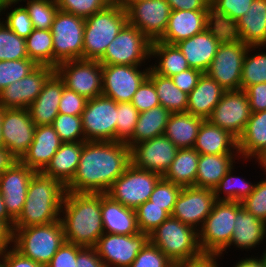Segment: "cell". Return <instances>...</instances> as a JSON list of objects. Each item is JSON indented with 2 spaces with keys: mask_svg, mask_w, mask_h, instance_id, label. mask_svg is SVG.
Returning <instances> with one entry per match:
<instances>
[{
  "mask_svg": "<svg viewBox=\"0 0 266 267\" xmlns=\"http://www.w3.org/2000/svg\"><path fill=\"white\" fill-rule=\"evenodd\" d=\"M171 10H211V0H166Z\"/></svg>",
  "mask_w": 266,
  "mask_h": 267,
  "instance_id": "63",
  "label": "cell"
},
{
  "mask_svg": "<svg viewBox=\"0 0 266 267\" xmlns=\"http://www.w3.org/2000/svg\"><path fill=\"white\" fill-rule=\"evenodd\" d=\"M35 173L36 171L17 160L0 175V193L4 198L6 211L14 221L23 210L28 185Z\"/></svg>",
  "mask_w": 266,
  "mask_h": 267,
  "instance_id": "23",
  "label": "cell"
},
{
  "mask_svg": "<svg viewBox=\"0 0 266 267\" xmlns=\"http://www.w3.org/2000/svg\"><path fill=\"white\" fill-rule=\"evenodd\" d=\"M13 247V229L3 220H0V255Z\"/></svg>",
  "mask_w": 266,
  "mask_h": 267,
  "instance_id": "64",
  "label": "cell"
},
{
  "mask_svg": "<svg viewBox=\"0 0 266 267\" xmlns=\"http://www.w3.org/2000/svg\"><path fill=\"white\" fill-rule=\"evenodd\" d=\"M258 256L259 255H256V257L254 255L250 256L249 254V257L246 256V258H240V260H238L237 263L235 262L232 267H265L262 260V254H260L259 257Z\"/></svg>",
  "mask_w": 266,
  "mask_h": 267,
  "instance_id": "65",
  "label": "cell"
},
{
  "mask_svg": "<svg viewBox=\"0 0 266 267\" xmlns=\"http://www.w3.org/2000/svg\"><path fill=\"white\" fill-rule=\"evenodd\" d=\"M245 92L252 113L266 110V83L251 85Z\"/></svg>",
  "mask_w": 266,
  "mask_h": 267,
  "instance_id": "59",
  "label": "cell"
},
{
  "mask_svg": "<svg viewBox=\"0 0 266 267\" xmlns=\"http://www.w3.org/2000/svg\"><path fill=\"white\" fill-rule=\"evenodd\" d=\"M161 178L159 173L137 168L130 163L106 194L125 207L136 209L149 200Z\"/></svg>",
  "mask_w": 266,
  "mask_h": 267,
  "instance_id": "11",
  "label": "cell"
},
{
  "mask_svg": "<svg viewBox=\"0 0 266 267\" xmlns=\"http://www.w3.org/2000/svg\"><path fill=\"white\" fill-rule=\"evenodd\" d=\"M211 24V10H171L166 31L159 41L176 44L203 32Z\"/></svg>",
  "mask_w": 266,
  "mask_h": 267,
  "instance_id": "24",
  "label": "cell"
},
{
  "mask_svg": "<svg viewBox=\"0 0 266 267\" xmlns=\"http://www.w3.org/2000/svg\"><path fill=\"white\" fill-rule=\"evenodd\" d=\"M251 113L245 90H230L225 91L207 120L238 139L243 134Z\"/></svg>",
  "mask_w": 266,
  "mask_h": 267,
  "instance_id": "17",
  "label": "cell"
},
{
  "mask_svg": "<svg viewBox=\"0 0 266 267\" xmlns=\"http://www.w3.org/2000/svg\"><path fill=\"white\" fill-rule=\"evenodd\" d=\"M85 141H116L117 102L104 95L88 99L82 112Z\"/></svg>",
  "mask_w": 266,
  "mask_h": 267,
  "instance_id": "12",
  "label": "cell"
},
{
  "mask_svg": "<svg viewBox=\"0 0 266 267\" xmlns=\"http://www.w3.org/2000/svg\"><path fill=\"white\" fill-rule=\"evenodd\" d=\"M77 267H107L94 247H83L77 253Z\"/></svg>",
  "mask_w": 266,
  "mask_h": 267,
  "instance_id": "61",
  "label": "cell"
},
{
  "mask_svg": "<svg viewBox=\"0 0 266 267\" xmlns=\"http://www.w3.org/2000/svg\"><path fill=\"white\" fill-rule=\"evenodd\" d=\"M219 254H202L200 257L174 263L173 267H220Z\"/></svg>",
  "mask_w": 266,
  "mask_h": 267,
  "instance_id": "62",
  "label": "cell"
},
{
  "mask_svg": "<svg viewBox=\"0 0 266 267\" xmlns=\"http://www.w3.org/2000/svg\"><path fill=\"white\" fill-rule=\"evenodd\" d=\"M64 87L62 79L56 72L47 79L42 91L27 108L35 126L52 124L59 114V102Z\"/></svg>",
  "mask_w": 266,
  "mask_h": 267,
  "instance_id": "28",
  "label": "cell"
},
{
  "mask_svg": "<svg viewBox=\"0 0 266 267\" xmlns=\"http://www.w3.org/2000/svg\"><path fill=\"white\" fill-rule=\"evenodd\" d=\"M203 121L189 113H171L163 135L178 149L193 148Z\"/></svg>",
  "mask_w": 266,
  "mask_h": 267,
  "instance_id": "35",
  "label": "cell"
},
{
  "mask_svg": "<svg viewBox=\"0 0 266 267\" xmlns=\"http://www.w3.org/2000/svg\"><path fill=\"white\" fill-rule=\"evenodd\" d=\"M54 72L52 66L38 65L27 76L0 91V105L4 109H27Z\"/></svg>",
  "mask_w": 266,
  "mask_h": 267,
  "instance_id": "21",
  "label": "cell"
},
{
  "mask_svg": "<svg viewBox=\"0 0 266 267\" xmlns=\"http://www.w3.org/2000/svg\"><path fill=\"white\" fill-rule=\"evenodd\" d=\"M264 251L262 252V260H263V263H264V266L266 267V250L263 249Z\"/></svg>",
  "mask_w": 266,
  "mask_h": 267,
  "instance_id": "72",
  "label": "cell"
},
{
  "mask_svg": "<svg viewBox=\"0 0 266 267\" xmlns=\"http://www.w3.org/2000/svg\"><path fill=\"white\" fill-rule=\"evenodd\" d=\"M16 161L17 159L4 146H0V175Z\"/></svg>",
  "mask_w": 266,
  "mask_h": 267,
  "instance_id": "66",
  "label": "cell"
},
{
  "mask_svg": "<svg viewBox=\"0 0 266 267\" xmlns=\"http://www.w3.org/2000/svg\"><path fill=\"white\" fill-rule=\"evenodd\" d=\"M127 23V12L121 4H109L85 18L82 59L99 60Z\"/></svg>",
  "mask_w": 266,
  "mask_h": 267,
  "instance_id": "4",
  "label": "cell"
},
{
  "mask_svg": "<svg viewBox=\"0 0 266 267\" xmlns=\"http://www.w3.org/2000/svg\"><path fill=\"white\" fill-rule=\"evenodd\" d=\"M248 48L249 45L228 34L219 45L206 74L226 91L240 90L242 67Z\"/></svg>",
  "mask_w": 266,
  "mask_h": 267,
  "instance_id": "10",
  "label": "cell"
},
{
  "mask_svg": "<svg viewBox=\"0 0 266 267\" xmlns=\"http://www.w3.org/2000/svg\"><path fill=\"white\" fill-rule=\"evenodd\" d=\"M37 66L31 59L0 61V91L27 76Z\"/></svg>",
  "mask_w": 266,
  "mask_h": 267,
  "instance_id": "49",
  "label": "cell"
},
{
  "mask_svg": "<svg viewBox=\"0 0 266 267\" xmlns=\"http://www.w3.org/2000/svg\"><path fill=\"white\" fill-rule=\"evenodd\" d=\"M87 101L88 99L84 96L64 87L59 102V113L81 116L86 107Z\"/></svg>",
  "mask_w": 266,
  "mask_h": 267,
  "instance_id": "56",
  "label": "cell"
},
{
  "mask_svg": "<svg viewBox=\"0 0 266 267\" xmlns=\"http://www.w3.org/2000/svg\"><path fill=\"white\" fill-rule=\"evenodd\" d=\"M65 242L61 221L13 228V248L26 258L47 266Z\"/></svg>",
  "mask_w": 266,
  "mask_h": 267,
  "instance_id": "5",
  "label": "cell"
},
{
  "mask_svg": "<svg viewBox=\"0 0 266 267\" xmlns=\"http://www.w3.org/2000/svg\"><path fill=\"white\" fill-rule=\"evenodd\" d=\"M255 162V164H257L258 162V167L261 170H264L263 173L266 175V149L262 150L260 153H258L255 157H253L251 160H243V163H245V161H249V162ZM266 178V176H265Z\"/></svg>",
  "mask_w": 266,
  "mask_h": 267,
  "instance_id": "67",
  "label": "cell"
},
{
  "mask_svg": "<svg viewBox=\"0 0 266 267\" xmlns=\"http://www.w3.org/2000/svg\"><path fill=\"white\" fill-rule=\"evenodd\" d=\"M225 91L217 81L210 78L206 73H203L197 85L188 94L186 113L207 120Z\"/></svg>",
  "mask_w": 266,
  "mask_h": 267,
  "instance_id": "30",
  "label": "cell"
},
{
  "mask_svg": "<svg viewBox=\"0 0 266 267\" xmlns=\"http://www.w3.org/2000/svg\"><path fill=\"white\" fill-rule=\"evenodd\" d=\"M55 72L64 86L87 99L102 95V64L98 60H68L58 64Z\"/></svg>",
  "mask_w": 266,
  "mask_h": 267,
  "instance_id": "13",
  "label": "cell"
},
{
  "mask_svg": "<svg viewBox=\"0 0 266 267\" xmlns=\"http://www.w3.org/2000/svg\"><path fill=\"white\" fill-rule=\"evenodd\" d=\"M239 159V154H200L195 187L214 190Z\"/></svg>",
  "mask_w": 266,
  "mask_h": 267,
  "instance_id": "32",
  "label": "cell"
},
{
  "mask_svg": "<svg viewBox=\"0 0 266 267\" xmlns=\"http://www.w3.org/2000/svg\"><path fill=\"white\" fill-rule=\"evenodd\" d=\"M83 144L84 142L62 143L42 173L66 187L77 171Z\"/></svg>",
  "mask_w": 266,
  "mask_h": 267,
  "instance_id": "33",
  "label": "cell"
},
{
  "mask_svg": "<svg viewBox=\"0 0 266 267\" xmlns=\"http://www.w3.org/2000/svg\"><path fill=\"white\" fill-rule=\"evenodd\" d=\"M228 34L227 29L212 23L203 32L181 40L176 45L187 59L190 68L206 73L219 45Z\"/></svg>",
  "mask_w": 266,
  "mask_h": 267,
  "instance_id": "16",
  "label": "cell"
},
{
  "mask_svg": "<svg viewBox=\"0 0 266 267\" xmlns=\"http://www.w3.org/2000/svg\"><path fill=\"white\" fill-rule=\"evenodd\" d=\"M148 66L102 65V95L117 103L131 102L137 89L148 78Z\"/></svg>",
  "mask_w": 266,
  "mask_h": 267,
  "instance_id": "14",
  "label": "cell"
},
{
  "mask_svg": "<svg viewBox=\"0 0 266 267\" xmlns=\"http://www.w3.org/2000/svg\"><path fill=\"white\" fill-rule=\"evenodd\" d=\"M0 260L5 267H46L30 258H26L13 247L7 249L0 255Z\"/></svg>",
  "mask_w": 266,
  "mask_h": 267,
  "instance_id": "60",
  "label": "cell"
},
{
  "mask_svg": "<svg viewBox=\"0 0 266 267\" xmlns=\"http://www.w3.org/2000/svg\"><path fill=\"white\" fill-rule=\"evenodd\" d=\"M265 51H266L265 45L249 46L245 54L243 67H242L241 83H240L241 90H246L251 85H256L259 83H266V52Z\"/></svg>",
  "mask_w": 266,
  "mask_h": 267,
  "instance_id": "41",
  "label": "cell"
},
{
  "mask_svg": "<svg viewBox=\"0 0 266 267\" xmlns=\"http://www.w3.org/2000/svg\"><path fill=\"white\" fill-rule=\"evenodd\" d=\"M178 148L166 136L152 138L130 149L131 163L140 169L163 176L175 159Z\"/></svg>",
  "mask_w": 266,
  "mask_h": 267,
  "instance_id": "22",
  "label": "cell"
},
{
  "mask_svg": "<svg viewBox=\"0 0 266 267\" xmlns=\"http://www.w3.org/2000/svg\"><path fill=\"white\" fill-rule=\"evenodd\" d=\"M193 148L199 154H239L238 139L208 120L202 122Z\"/></svg>",
  "mask_w": 266,
  "mask_h": 267,
  "instance_id": "31",
  "label": "cell"
},
{
  "mask_svg": "<svg viewBox=\"0 0 266 267\" xmlns=\"http://www.w3.org/2000/svg\"><path fill=\"white\" fill-rule=\"evenodd\" d=\"M4 108L0 105V146H3V137H2V114H3Z\"/></svg>",
  "mask_w": 266,
  "mask_h": 267,
  "instance_id": "70",
  "label": "cell"
},
{
  "mask_svg": "<svg viewBox=\"0 0 266 267\" xmlns=\"http://www.w3.org/2000/svg\"><path fill=\"white\" fill-rule=\"evenodd\" d=\"M254 0H211L212 23L229 30L245 15Z\"/></svg>",
  "mask_w": 266,
  "mask_h": 267,
  "instance_id": "42",
  "label": "cell"
},
{
  "mask_svg": "<svg viewBox=\"0 0 266 267\" xmlns=\"http://www.w3.org/2000/svg\"><path fill=\"white\" fill-rule=\"evenodd\" d=\"M148 79L154 84L161 106L170 113H186L188 94L181 91L170 77L161 76L150 68Z\"/></svg>",
  "mask_w": 266,
  "mask_h": 267,
  "instance_id": "39",
  "label": "cell"
},
{
  "mask_svg": "<svg viewBox=\"0 0 266 267\" xmlns=\"http://www.w3.org/2000/svg\"><path fill=\"white\" fill-rule=\"evenodd\" d=\"M3 146L20 160L29 149L35 132V124L27 109H4L2 114Z\"/></svg>",
  "mask_w": 266,
  "mask_h": 267,
  "instance_id": "20",
  "label": "cell"
},
{
  "mask_svg": "<svg viewBox=\"0 0 266 267\" xmlns=\"http://www.w3.org/2000/svg\"><path fill=\"white\" fill-rule=\"evenodd\" d=\"M149 242L173 263L196 259L203 254L199 248L198 231L172 216L149 233Z\"/></svg>",
  "mask_w": 266,
  "mask_h": 267,
  "instance_id": "6",
  "label": "cell"
},
{
  "mask_svg": "<svg viewBox=\"0 0 266 267\" xmlns=\"http://www.w3.org/2000/svg\"><path fill=\"white\" fill-rule=\"evenodd\" d=\"M139 1H144V0H123L120 4L126 9L131 3Z\"/></svg>",
  "mask_w": 266,
  "mask_h": 267,
  "instance_id": "71",
  "label": "cell"
},
{
  "mask_svg": "<svg viewBox=\"0 0 266 267\" xmlns=\"http://www.w3.org/2000/svg\"><path fill=\"white\" fill-rule=\"evenodd\" d=\"M150 58L156 59L154 61L156 63L152 62L150 68L161 76L171 77L190 68L187 59L176 44L152 42Z\"/></svg>",
  "mask_w": 266,
  "mask_h": 267,
  "instance_id": "36",
  "label": "cell"
},
{
  "mask_svg": "<svg viewBox=\"0 0 266 267\" xmlns=\"http://www.w3.org/2000/svg\"><path fill=\"white\" fill-rule=\"evenodd\" d=\"M101 219L104 233L118 235L140 233L135 209L125 207L106 193L101 194Z\"/></svg>",
  "mask_w": 266,
  "mask_h": 267,
  "instance_id": "29",
  "label": "cell"
},
{
  "mask_svg": "<svg viewBox=\"0 0 266 267\" xmlns=\"http://www.w3.org/2000/svg\"><path fill=\"white\" fill-rule=\"evenodd\" d=\"M23 3V6L28 11L34 29H51L54 17L59 10L56 1L25 0Z\"/></svg>",
  "mask_w": 266,
  "mask_h": 267,
  "instance_id": "45",
  "label": "cell"
},
{
  "mask_svg": "<svg viewBox=\"0 0 266 267\" xmlns=\"http://www.w3.org/2000/svg\"><path fill=\"white\" fill-rule=\"evenodd\" d=\"M174 263L155 245L148 242L130 267H173Z\"/></svg>",
  "mask_w": 266,
  "mask_h": 267,
  "instance_id": "54",
  "label": "cell"
},
{
  "mask_svg": "<svg viewBox=\"0 0 266 267\" xmlns=\"http://www.w3.org/2000/svg\"><path fill=\"white\" fill-rule=\"evenodd\" d=\"M237 201H216L211 213L198 231L203 254H220L229 244L235 228Z\"/></svg>",
  "mask_w": 266,
  "mask_h": 267,
  "instance_id": "7",
  "label": "cell"
},
{
  "mask_svg": "<svg viewBox=\"0 0 266 267\" xmlns=\"http://www.w3.org/2000/svg\"><path fill=\"white\" fill-rule=\"evenodd\" d=\"M263 179L256 182L254 191L241 204L247 212L266 223V178Z\"/></svg>",
  "mask_w": 266,
  "mask_h": 267,
  "instance_id": "53",
  "label": "cell"
},
{
  "mask_svg": "<svg viewBox=\"0 0 266 267\" xmlns=\"http://www.w3.org/2000/svg\"><path fill=\"white\" fill-rule=\"evenodd\" d=\"M83 246L64 242L46 267H77V253Z\"/></svg>",
  "mask_w": 266,
  "mask_h": 267,
  "instance_id": "57",
  "label": "cell"
},
{
  "mask_svg": "<svg viewBox=\"0 0 266 267\" xmlns=\"http://www.w3.org/2000/svg\"><path fill=\"white\" fill-rule=\"evenodd\" d=\"M170 114L171 113L161 105L141 112L134 133L126 144L131 149L138 143L162 136Z\"/></svg>",
  "mask_w": 266,
  "mask_h": 267,
  "instance_id": "37",
  "label": "cell"
},
{
  "mask_svg": "<svg viewBox=\"0 0 266 267\" xmlns=\"http://www.w3.org/2000/svg\"><path fill=\"white\" fill-rule=\"evenodd\" d=\"M199 155L194 148L178 149L175 159L162 177L181 187H195Z\"/></svg>",
  "mask_w": 266,
  "mask_h": 267,
  "instance_id": "38",
  "label": "cell"
},
{
  "mask_svg": "<svg viewBox=\"0 0 266 267\" xmlns=\"http://www.w3.org/2000/svg\"><path fill=\"white\" fill-rule=\"evenodd\" d=\"M266 149V110L251 113L243 134L238 138L240 162L251 160Z\"/></svg>",
  "mask_w": 266,
  "mask_h": 267,
  "instance_id": "34",
  "label": "cell"
},
{
  "mask_svg": "<svg viewBox=\"0 0 266 267\" xmlns=\"http://www.w3.org/2000/svg\"><path fill=\"white\" fill-rule=\"evenodd\" d=\"M108 0H58L59 10L87 18L109 5Z\"/></svg>",
  "mask_w": 266,
  "mask_h": 267,
  "instance_id": "52",
  "label": "cell"
},
{
  "mask_svg": "<svg viewBox=\"0 0 266 267\" xmlns=\"http://www.w3.org/2000/svg\"><path fill=\"white\" fill-rule=\"evenodd\" d=\"M25 0H0V6H3L5 4H19L22 3Z\"/></svg>",
  "mask_w": 266,
  "mask_h": 267,
  "instance_id": "69",
  "label": "cell"
},
{
  "mask_svg": "<svg viewBox=\"0 0 266 267\" xmlns=\"http://www.w3.org/2000/svg\"><path fill=\"white\" fill-rule=\"evenodd\" d=\"M110 4H120L123 0H108Z\"/></svg>",
  "mask_w": 266,
  "mask_h": 267,
  "instance_id": "73",
  "label": "cell"
},
{
  "mask_svg": "<svg viewBox=\"0 0 266 267\" xmlns=\"http://www.w3.org/2000/svg\"><path fill=\"white\" fill-rule=\"evenodd\" d=\"M228 33L249 46H266V0H254Z\"/></svg>",
  "mask_w": 266,
  "mask_h": 267,
  "instance_id": "26",
  "label": "cell"
},
{
  "mask_svg": "<svg viewBox=\"0 0 266 267\" xmlns=\"http://www.w3.org/2000/svg\"><path fill=\"white\" fill-rule=\"evenodd\" d=\"M85 18L58 10L51 27L53 68L68 60L82 59Z\"/></svg>",
  "mask_w": 266,
  "mask_h": 267,
  "instance_id": "9",
  "label": "cell"
},
{
  "mask_svg": "<svg viewBox=\"0 0 266 267\" xmlns=\"http://www.w3.org/2000/svg\"><path fill=\"white\" fill-rule=\"evenodd\" d=\"M65 194L66 187L61 182L36 172L29 182L23 210L13 228L59 221Z\"/></svg>",
  "mask_w": 266,
  "mask_h": 267,
  "instance_id": "3",
  "label": "cell"
},
{
  "mask_svg": "<svg viewBox=\"0 0 266 267\" xmlns=\"http://www.w3.org/2000/svg\"><path fill=\"white\" fill-rule=\"evenodd\" d=\"M202 74L203 73L197 69L189 68L171 76L170 78L181 91L189 94L197 85V82Z\"/></svg>",
  "mask_w": 266,
  "mask_h": 267,
  "instance_id": "58",
  "label": "cell"
},
{
  "mask_svg": "<svg viewBox=\"0 0 266 267\" xmlns=\"http://www.w3.org/2000/svg\"><path fill=\"white\" fill-rule=\"evenodd\" d=\"M126 12L128 23L138 28L151 42H155L166 31L171 9L166 0H144L131 3Z\"/></svg>",
  "mask_w": 266,
  "mask_h": 267,
  "instance_id": "18",
  "label": "cell"
},
{
  "mask_svg": "<svg viewBox=\"0 0 266 267\" xmlns=\"http://www.w3.org/2000/svg\"><path fill=\"white\" fill-rule=\"evenodd\" d=\"M29 59L25 39L0 20V61Z\"/></svg>",
  "mask_w": 266,
  "mask_h": 267,
  "instance_id": "46",
  "label": "cell"
},
{
  "mask_svg": "<svg viewBox=\"0 0 266 267\" xmlns=\"http://www.w3.org/2000/svg\"><path fill=\"white\" fill-rule=\"evenodd\" d=\"M151 43L138 28L127 23L98 61L102 65L147 66L151 60Z\"/></svg>",
  "mask_w": 266,
  "mask_h": 267,
  "instance_id": "8",
  "label": "cell"
},
{
  "mask_svg": "<svg viewBox=\"0 0 266 267\" xmlns=\"http://www.w3.org/2000/svg\"><path fill=\"white\" fill-rule=\"evenodd\" d=\"M51 126L55 129L63 143L85 142L81 116L59 113Z\"/></svg>",
  "mask_w": 266,
  "mask_h": 267,
  "instance_id": "47",
  "label": "cell"
},
{
  "mask_svg": "<svg viewBox=\"0 0 266 267\" xmlns=\"http://www.w3.org/2000/svg\"><path fill=\"white\" fill-rule=\"evenodd\" d=\"M63 142L51 125L36 126L34 138L20 161L36 172H42Z\"/></svg>",
  "mask_w": 266,
  "mask_h": 267,
  "instance_id": "27",
  "label": "cell"
},
{
  "mask_svg": "<svg viewBox=\"0 0 266 267\" xmlns=\"http://www.w3.org/2000/svg\"><path fill=\"white\" fill-rule=\"evenodd\" d=\"M139 114L131 102L117 103L116 141L126 143L132 137Z\"/></svg>",
  "mask_w": 266,
  "mask_h": 267,
  "instance_id": "50",
  "label": "cell"
},
{
  "mask_svg": "<svg viewBox=\"0 0 266 267\" xmlns=\"http://www.w3.org/2000/svg\"><path fill=\"white\" fill-rule=\"evenodd\" d=\"M130 163V147L125 142L85 141L77 171L66 191L106 193Z\"/></svg>",
  "mask_w": 266,
  "mask_h": 267,
  "instance_id": "1",
  "label": "cell"
},
{
  "mask_svg": "<svg viewBox=\"0 0 266 267\" xmlns=\"http://www.w3.org/2000/svg\"><path fill=\"white\" fill-rule=\"evenodd\" d=\"M0 220L5 221L12 229L14 227V220L8 215L4 198L2 197V194L0 193Z\"/></svg>",
  "mask_w": 266,
  "mask_h": 267,
  "instance_id": "68",
  "label": "cell"
},
{
  "mask_svg": "<svg viewBox=\"0 0 266 267\" xmlns=\"http://www.w3.org/2000/svg\"><path fill=\"white\" fill-rule=\"evenodd\" d=\"M216 202L213 190L182 187L171 216L199 231Z\"/></svg>",
  "mask_w": 266,
  "mask_h": 267,
  "instance_id": "19",
  "label": "cell"
},
{
  "mask_svg": "<svg viewBox=\"0 0 266 267\" xmlns=\"http://www.w3.org/2000/svg\"><path fill=\"white\" fill-rule=\"evenodd\" d=\"M0 13L1 21L19 37L26 39L33 31L32 21L23 3L0 6Z\"/></svg>",
  "mask_w": 266,
  "mask_h": 267,
  "instance_id": "44",
  "label": "cell"
},
{
  "mask_svg": "<svg viewBox=\"0 0 266 267\" xmlns=\"http://www.w3.org/2000/svg\"><path fill=\"white\" fill-rule=\"evenodd\" d=\"M0 267H5L1 260H0Z\"/></svg>",
  "mask_w": 266,
  "mask_h": 267,
  "instance_id": "74",
  "label": "cell"
},
{
  "mask_svg": "<svg viewBox=\"0 0 266 267\" xmlns=\"http://www.w3.org/2000/svg\"><path fill=\"white\" fill-rule=\"evenodd\" d=\"M60 221L66 242L83 247H94L104 234L101 194L66 191Z\"/></svg>",
  "mask_w": 266,
  "mask_h": 267,
  "instance_id": "2",
  "label": "cell"
},
{
  "mask_svg": "<svg viewBox=\"0 0 266 267\" xmlns=\"http://www.w3.org/2000/svg\"><path fill=\"white\" fill-rule=\"evenodd\" d=\"M137 224L140 232L151 233L170 215L163 209L154 205L152 201H146L135 209Z\"/></svg>",
  "mask_w": 266,
  "mask_h": 267,
  "instance_id": "48",
  "label": "cell"
},
{
  "mask_svg": "<svg viewBox=\"0 0 266 267\" xmlns=\"http://www.w3.org/2000/svg\"><path fill=\"white\" fill-rule=\"evenodd\" d=\"M182 187L173 182L167 181L163 177L157 182L154 191L149 197L154 205L163 207V209L171 216L176 199Z\"/></svg>",
  "mask_w": 266,
  "mask_h": 267,
  "instance_id": "51",
  "label": "cell"
},
{
  "mask_svg": "<svg viewBox=\"0 0 266 267\" xmlns=\"http://www.w3.org/2000/svg\"><path fill=\"white\" fill-rule=\"evenodd\" d=\"M235 167L236 165H233L214 188L213 193L216 201L242 202L254 191L256 182L253 183L252 181H248V179L245 180L244 177L235 176L234 172L236 170L234 169H238Z\"/></svg>",
  "mask_w": 266,
  "mask_h": 267,
  "instance_id": "40",
  "label": "cell"
},
{
  "mask_svg": "<svg viewBox=\"0 0 266 267\" xmlns=\"http://www.w3.org/2000/svg\"><path fill=\"white\" fill-rule=\"evenodd\" d=\"M149 242V234L121 235L104 233L94 246L107 267H130Z\"/></svg>",
  "mask_w": 266,
  "mask_h": 267,
  "instance_id": "15",
  "label": "cell"
},
{
  "mask_svg": "<svg viewBox=\"0 0 266 267\" xmlns=\"http://www.w3.org/2000/svg\"><path fill=\"white\" fill-rule=\"evenodd\" d=\"M234 226L230 244L219 254L220 257L223 258L224 253H228L227 249L230 251V249L237 250L236 248H238L239 251L241 249L251 252L254 248L257 251L256 248L260 244L262 245L264 242L266 244V223L247 212L238 201Z\"/></svg>",
  "mask_w": 266,
  "mask_h": 267,
  "instance_id": "25",
  "label": "cell"
},
{
  "mask_svg": "<svg viewBox=\"0 0 266 267\" xmlns=\"http://www.w3.org/2000/svg\"><path fill=\"white\" fill-rule=\"evenodd\" d=\"M131 103L139 113L160 105L154 84L148 78L137 89Z\"/></svg>",
  "mask_w": 266,
  "mask_h": 267,
  "instance_id": "55",
  "label": "cell"
},
{
  "mask_svg": "<svg viewBox=\"0 0 266 267\" xmlns=\"http://www.w3.org/2000/svg\"><path fill=\"white\" fill-rule=\"evenodd\" d=\"M28 58L37 65L53 67V36L51 29H33L25 39Z\"/></svg>",
  "mask_w": 266,
  "mask_h": 267,
  "instance_id": "43",
  "label": "cell"
}]
</instances>
